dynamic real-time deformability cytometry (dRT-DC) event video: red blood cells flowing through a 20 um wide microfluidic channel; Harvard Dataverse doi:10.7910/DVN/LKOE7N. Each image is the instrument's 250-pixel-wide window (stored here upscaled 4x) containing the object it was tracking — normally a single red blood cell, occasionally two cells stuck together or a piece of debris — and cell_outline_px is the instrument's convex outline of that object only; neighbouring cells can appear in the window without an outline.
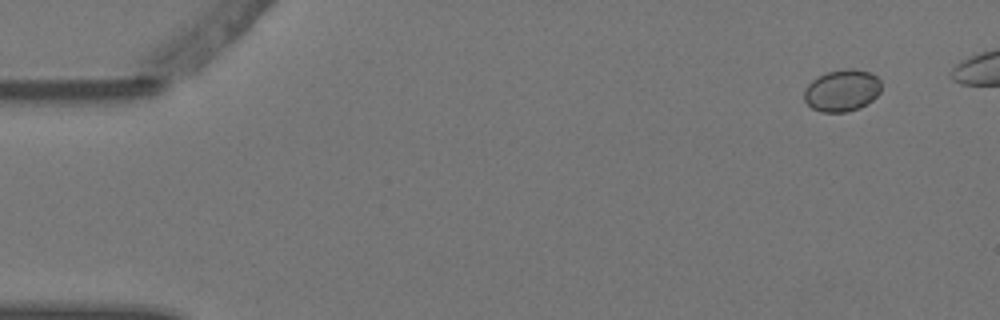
{"species": "Egyptian fruit bat (a non-hibernating species)", "species_latin": "Rousettus aegyptiacus", "temperature_condition": "warm", "stored_images_in_passage": 5, "camera_frame_rate_fps": 3000, "um_per_image_px": 0.085, "animal": {"sex": "female"}, "frame": {"image": 1, "passage_image": 1, "time_ms": 0.0, "image_size_px": [1000, 320], "cell_outline_px": [[880, 92], [872, 100], [860, 108], [848, 112], [820, 112], [812, 108], [804, 100], [804, 88], [812, 80], [828, 72], [848, 68], [852, 68], [872, 72], [880, 80]], "centroid_in_image_um": [71.57, 7.7], "position_along_channel_um": 13.4, "area_um2": 18.9}}